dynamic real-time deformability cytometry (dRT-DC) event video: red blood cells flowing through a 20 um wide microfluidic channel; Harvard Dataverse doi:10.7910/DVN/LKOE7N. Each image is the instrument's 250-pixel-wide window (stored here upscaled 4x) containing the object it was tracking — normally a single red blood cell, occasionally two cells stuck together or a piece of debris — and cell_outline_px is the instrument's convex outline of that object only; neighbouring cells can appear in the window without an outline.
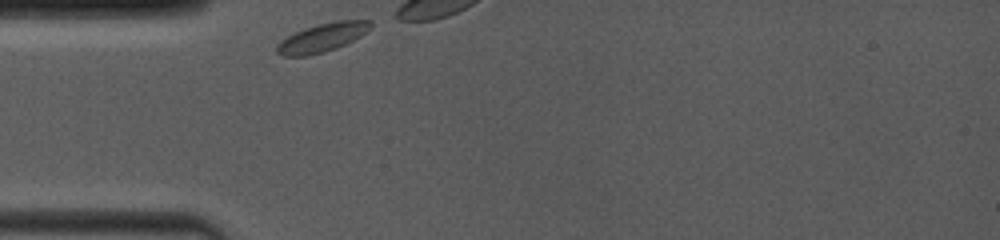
{"species": "common noctule bat (a hibernating species)", "species_latin": "Nyctalus noctula", "temperature_condition": "room temperature", "stored_images_in_passage": 5, "camera_frame_rate_fps": 4000, "um_per_image_px": 0.085, "animal": {"sex": "female", "body_mass_g": 19.0, "forearm_length_mm": 53.3}, "frame": {"image": 1, "passage_image": 1, "time_ms": 0.0, "image_size_px": [1000, 240], "cell_outline_px": [[372, 28], [360, 36], [336, 48], [324, 52], [308, 56], [284, 56], [276, 52], [276, 44], [280, 40], [304, 28], [336, 20], [372, 20]], "centroid_in_image_um": [27.39, 3.19], "position_along_channel_um": 57.6, "area_um2": 15.61}}